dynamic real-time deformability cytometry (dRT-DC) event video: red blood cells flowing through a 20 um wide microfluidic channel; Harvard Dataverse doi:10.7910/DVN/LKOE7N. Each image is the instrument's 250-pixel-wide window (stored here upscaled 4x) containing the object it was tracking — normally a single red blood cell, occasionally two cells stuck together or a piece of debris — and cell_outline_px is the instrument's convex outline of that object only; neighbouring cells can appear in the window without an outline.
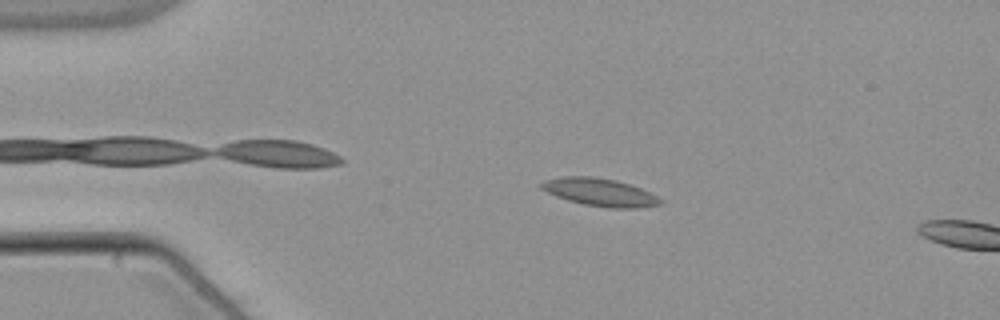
{"species": "common noctule bat (a hibernating species)", "species_latin": "Nyctalus noctula", "temperature_condition": "warm", "stored_images_in_passage": 39, "camera_frame_rate_fps": 3000, "um_per_image_px": 0.085, "animal": {"sex": "male", "body_mass_g": 21.5, "forearm_length_mm": 52.0}, "frame": {"image": 1, "passage_image": 3, "time_ms": 0.667, "image_size_px": [1000, 320], "cell_outline_px": [[664, 200], [660, 204], [636, 208], [608, 208], [584, 204], [568, 200], [556, 196], [540, 188], [540, 184], [544, 180], [564, 176], [592, 176], [616, 180], [640, 188]], "centroid_in_image_um": [50.97, 16.33], "position_along_channel_um": 34.0, "area_um2": 19.07}}
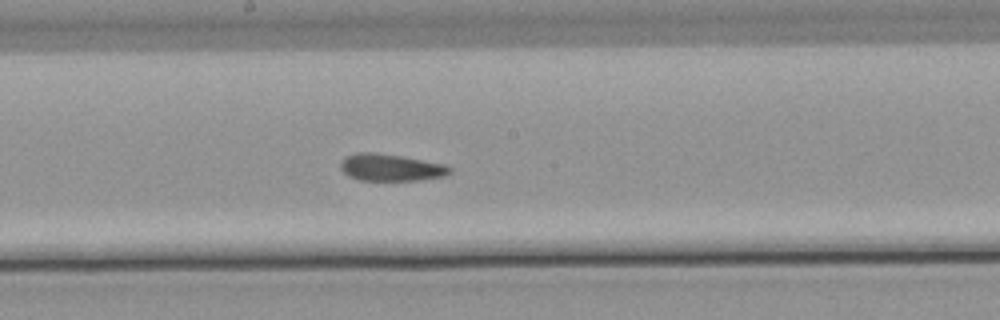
{"frame": {"image": 2, "passage_image": 21, "time_ms": 6.667, "image_size_px": [1000, 320], "cell_outline_px": [[452, 172], [444, 176], [420, 180], [360, 180], [348, 176], [340, 168], [340, 164], [344, 156], [360, 152], [372, 152], [400, 156], [444, 164], [452, 168]], "centroid_in_image_um": [33.2, 14.24], "position_along_channel_um": 215.0, "area_um2": 17.11}}
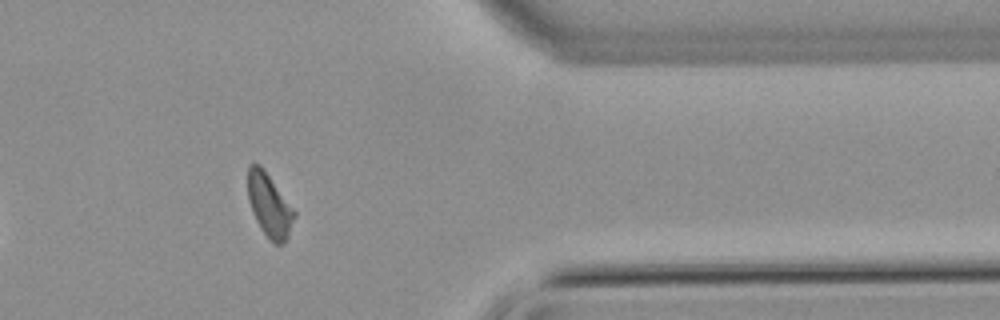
{"frame": {"image": 3, "passage_image": 36, "time_ms": 11.667, "image_size_px": [1000, 320], "cell_outline_px": [[296, 216], [288, 236], [284, 244], [272, 244], [260, 228], [252, 212], [248, 200], [248, 164], [260, 164], [296, 212]], "centroid_in_image_um": [22.89, 17.48], "position_along_channel_um": 388.5, "area_um2": 17.17}, "authors_computed_cell_mechanics": {"area_um2": 17.629, "velocity_mm_per_s": 3.8102, "shape_relaxation_time_tau1_ms": null, "shape_relaxation_time_tau2_ms": 2.9845, "deformation_change_tau1": null, "deformation_change_tau2": 0.0975}}